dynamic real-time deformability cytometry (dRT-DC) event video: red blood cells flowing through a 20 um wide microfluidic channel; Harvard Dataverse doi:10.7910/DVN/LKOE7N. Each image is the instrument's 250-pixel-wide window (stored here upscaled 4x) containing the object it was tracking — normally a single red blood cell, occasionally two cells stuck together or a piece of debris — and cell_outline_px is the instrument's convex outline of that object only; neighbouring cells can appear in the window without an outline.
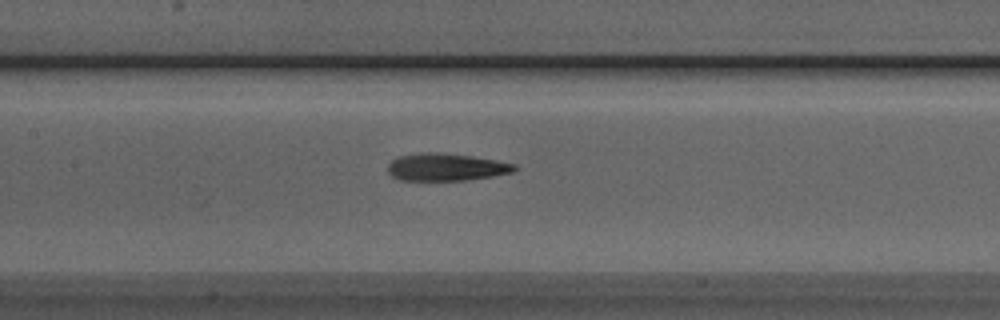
{"species": "Egyptian fruit bat (a non-hibernating species)", "species_latin": "Rousettus aegyptiacus", "temperature_condition": "room temperature", "stored_images_in_passage": 33, "camera_frame_rate_fps": 3000, "um_per_image_px": 0.085, "animal": {"sex": "male"}, "frame": {"image": 1, "passage_image": 12, "time_ms": 3.667, "image_size_px": [1000, 320], "cell_outline_px": [[520, 168], [512, 172], [492, 176], [468, 180], [400, 180], [392, 176], [388, 172], [388, 164], [392, 160], [400, 156], [420, 152], [436, 152], [472, 156], [496, 160], [516, 164]], "centroid_in_image_um": [37.94, 14.2], "position_along_channel_um": 169.5, "area_um2": 20.29}}
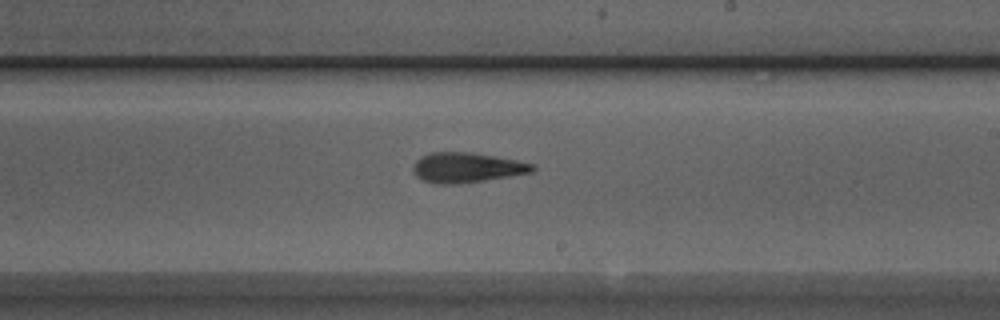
{"frame": {"image": 2, "passage_image": 18, "time_ms": 5.667, "image_size_px": [1000, 320], "cell_outline_px": [[536, 168], [532, 172], [460, 184], [440, 184], [424, 180], [416, 176], [412, 168], [416, 160], [420, 156], [432, 152], [472, 152], [516, 160], [532, 164]], "centroid_in_image_um": [39.64, 14.24], "position_along_channel_um": 249.4, "area_um2": 20.69}}
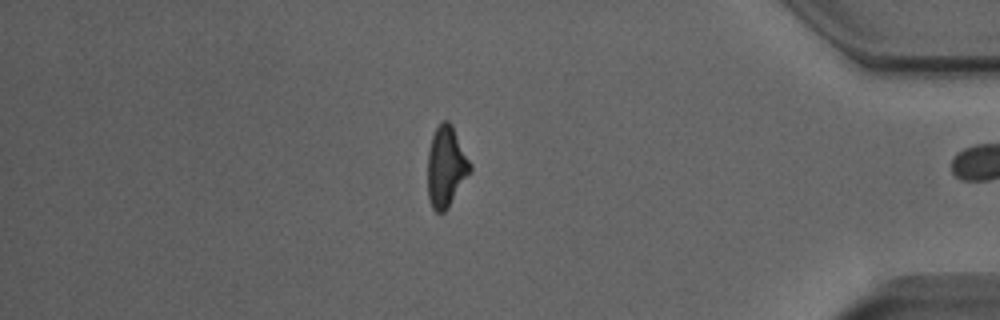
{"frame": {"image": 3, "passage_image": 32, "time_ms": 10.333, "image_size_px": [1000, 320], "cell_outline_px": [[472, 172], [448, 208], [444, 212], [436, 212], [432, 208], [428, 196], [428, 152], [432, 136], [440, 120], [448, 120], [452, 124], [472, 164]], "centroid_in_image_um": [37.94, 14.16], "position_along_channel_um": 397.3, "area_um2": 20.35}, "authors_computed_cell_mechanics": {"area_um2": 20.6924, "velocity_mm_per_s": 4.0097, "shape_relaxation_time_tau1_ms": 5.6339, "shape_relaxation_time_tau2_ms": 4.0707, "deformation_change_tau1": 0.2082, "deformation_change_tau2": 0.1679}}